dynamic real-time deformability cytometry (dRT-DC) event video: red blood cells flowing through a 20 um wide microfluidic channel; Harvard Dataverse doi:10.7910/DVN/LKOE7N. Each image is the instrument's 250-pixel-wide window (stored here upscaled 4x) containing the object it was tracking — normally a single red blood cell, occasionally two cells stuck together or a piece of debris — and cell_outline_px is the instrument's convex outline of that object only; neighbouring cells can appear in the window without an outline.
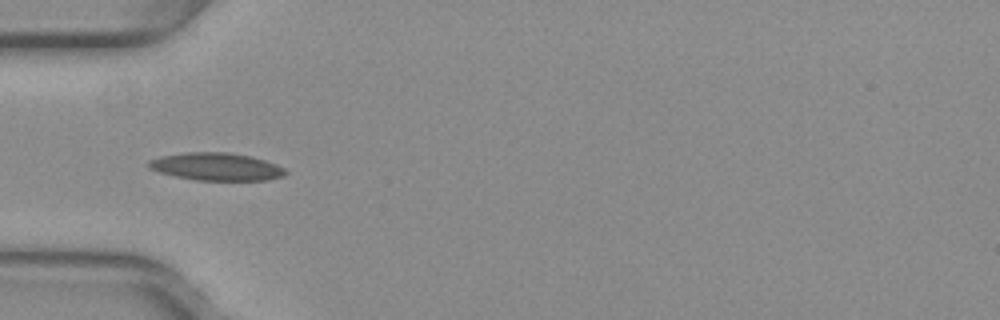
{"species": "common noctule bat (a hibernating species)", "species_latin": "Nyctalus noctula", "temperature_condition": "warm", "stored_images_in_passage": 32, "camera_frame_rate_fps": 3000, "um_per_image_px": 0.085, "animal": {"sex": "female", "body_mass_g": 29.2, "forearm_length_mm": 56.3}, "frame": {"image": 1, "passage_image": 1, "time_ms": 0.0, "image_size_px": [1000, 320], "cell_outline_px": [[288, 172], [284, 176], [268, 180], [196, 180], [176, 176], [160, 172], [148, 168], [144, 164], [148, 160], [160, 156], [184, 152], [228, 152], [248, 156], [264, 160], [276, 164], [284, 168]], "centroid_in_image_um": [18.35, 14.16], "position_along_channel_um": 66.6, "area_um2": 22.14}}
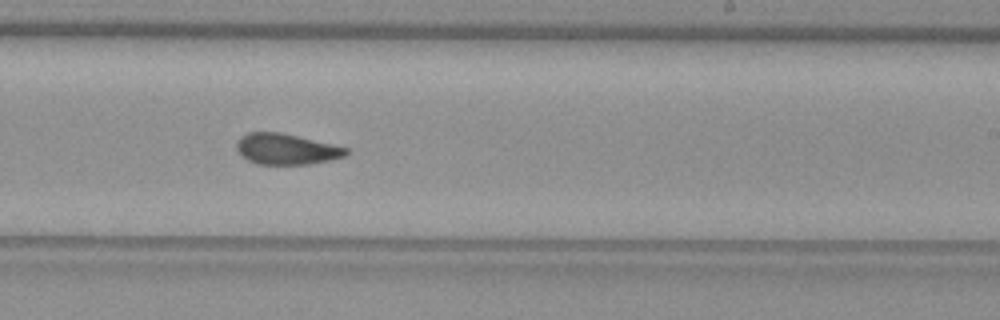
{"frame": {"image": 2, "passage_image": 16, "time_ms": 5.0, "image_size_px": [1000, 320], "cell_outline_px": [[348, 152], [344, 156], [332, 160], [308, 164], [256, 164], [240, 156], [236, 148], [236, 140], [240, 136], [248, 132], [280, 132], [332, 144], [348, 148]], "centroid_in_image_um": [24.28, 12.67], "position_along_channel_um": 264.7, "area_um2": 19.77}}
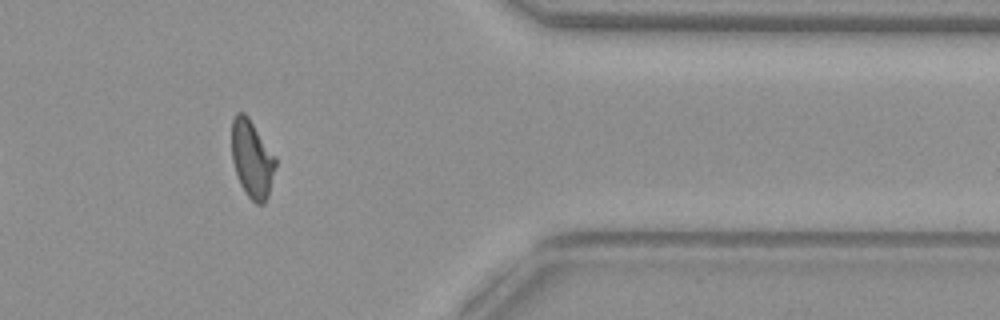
{"frame": {"image": 3, "passage_image": 27, "time_ms": 8.667, "image_size_px": [1000, 320], "cell_outline_px": [[276, 164], [268, 196], [264, 204], [256, 204], [244, 192], [240, 184], [232, 160], [232, 120], [236, 112], [244, 112], [248, 116], [276, 156]], "centroid_in_image_um": [21.42, 13.5], "position_along_channel_um": 390.0, "area_um2": 19.88}, "authors_computed_cell_mechanics": {"area_um2": 20.4323, "velocity_mm_per_s": 3.983, "shape_relaxation_time_tau1_ms": null, "shape_relaxation_time_tau2_ms": 1.8941, "deformation_change_tau1": null, "deformation_change_tau2": 0.0902}}